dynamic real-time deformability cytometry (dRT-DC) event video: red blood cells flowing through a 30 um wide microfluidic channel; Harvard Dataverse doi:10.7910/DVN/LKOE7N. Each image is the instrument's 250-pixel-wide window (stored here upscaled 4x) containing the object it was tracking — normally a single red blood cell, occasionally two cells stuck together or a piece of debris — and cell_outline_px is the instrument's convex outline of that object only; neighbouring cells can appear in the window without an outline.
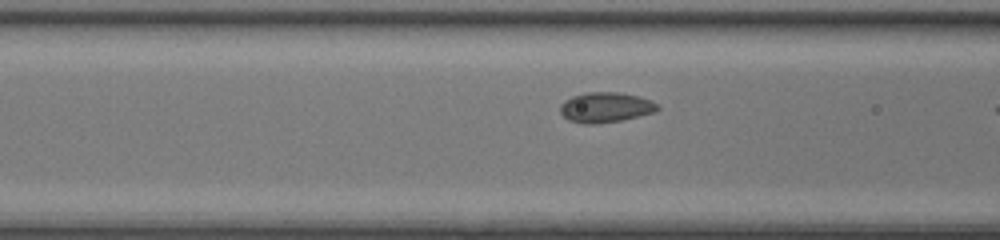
{"species": "common noctule bat (a hibernating species)", "species_latin": "Nyctalus noctula", "temperature_condition": "room temperature", "stored_images_in_passage": 8, "camera_frame_rate_fps": 3000, "um_per_image_px": 0.085, "animal": {"sex": "female", "body_mass_g": 17.0, "forearm_length_mm": 48.0}, "frame": {"image": 1, "passage_image": 7, "time_ms": 2.0, "image_size_px": [1000, 240], "cell_outline_px": [[660, 108], [656, 112], [620, 120], [596, 124], [584, 124], [568, 120], [560, 112], [560, 104], [564, 100], [572, 96], [588, 92], [616, 92], [636, 96], [648, 100], [656, 104]], "centroid_in_image_um": [51.42, 9.13], "position_along_channel_um": 115.2, "area_um2": 16.94}}